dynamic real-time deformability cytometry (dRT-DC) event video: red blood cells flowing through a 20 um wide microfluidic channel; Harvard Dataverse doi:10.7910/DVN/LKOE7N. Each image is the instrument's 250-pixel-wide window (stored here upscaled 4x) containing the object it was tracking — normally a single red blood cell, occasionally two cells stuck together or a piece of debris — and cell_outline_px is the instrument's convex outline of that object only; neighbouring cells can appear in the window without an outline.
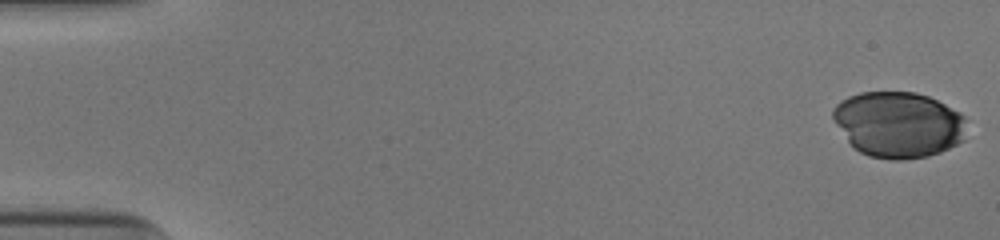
{"species": "human", "species_latin": "Homo sapiens", "temperature_condition": "cold", "stored_images_in_passage": 52, "camera_frame_rate_fps": 3000, "um_per_image_px": 0.085, "donor": {"sex": "male"}, "frame": {"image": 1, "passage_image": 1, "time_ms": 0.0, "image_size_px": [1000, 240], "cell_outline_px": [[968, 120], [964, 140], [940, 152], [928, 156], [904, 160], [892, 160], [868, 156], [852, 148], [836, 124], [832, 116], [832, 108], [840, 100], [848, 96], [860, 92], [916, 92], [928, 96], [960, 112]], "centroid_in_image_um": [76.36, 10.59], "position_along_channel_um": 8.6, "area_um2": 51.9}}
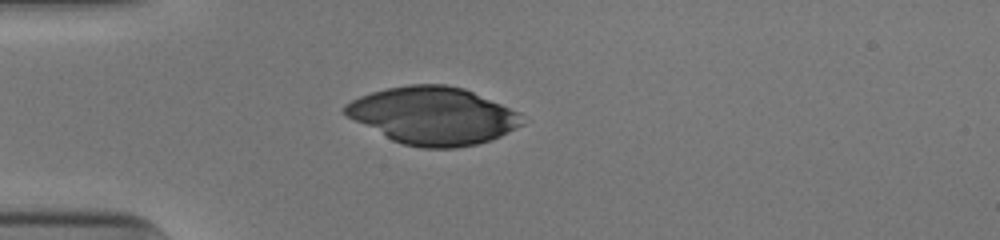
{"frame": {"image": 2, "passage_image": 15, "time_ms": 4.667, "image_size_px": [1000, 240], "cell_outline_px": [[524, 124], [492, 140], [476, 144], [456, 148], [420, 148], [404, 144], [392, 140], [348, 116], [344, 112], [344, 104], [360, 96], [372, 92], [388, 88], [408, 84], [444, 84], [464, 88], [520, 112]], "centroid_in_image_um": [36.84, 9.83], "position_along_channel_um": 48.2, "area_um2": 59.01}}